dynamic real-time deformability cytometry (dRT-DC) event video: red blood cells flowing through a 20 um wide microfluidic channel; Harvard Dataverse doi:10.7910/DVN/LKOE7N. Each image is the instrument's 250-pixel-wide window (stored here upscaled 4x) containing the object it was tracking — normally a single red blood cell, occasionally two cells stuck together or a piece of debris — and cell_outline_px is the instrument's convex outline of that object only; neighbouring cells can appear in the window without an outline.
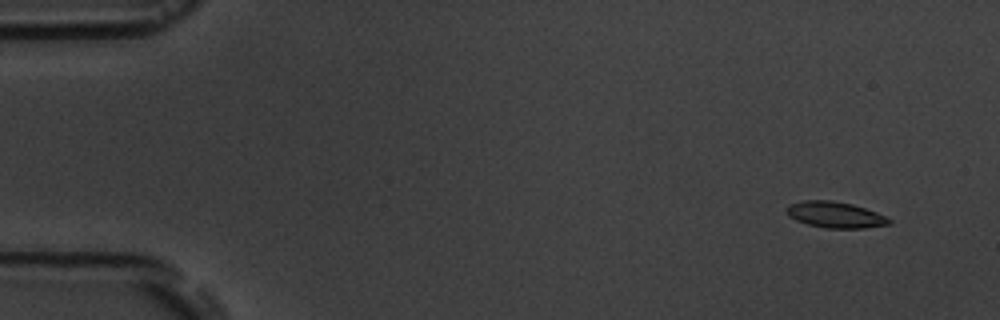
{"species": "common noctule bat (a hibernating species)", "species_latin": "Nyctalus noctula", "temperature_condition": "room temperature", "stored_images_in_passage": 16, "camera_frame_rate_fps": 3000, "um_per_image_px": 0.085, "animal": {"sex": "male", "body_mass_g": 19.5, "forearm_length_mm": 54.6}, "frame": {"image": 1, "passage_image": 2, "time_ms": 1.0, "image_size_px": [1000, 320], "cell_outline_px": [[892, 224], [864, 228], [824, 228], [808, 224], [796, 220], [788, 216], [784, 208], [788, 204], [804, 200], [832, 200], [852, 204], [876, 212], [892, 220]], "centroid_in_image_um": [70.96, 18.25], "position_along_channel_um": 14.0, "area_um2": 15.72}}
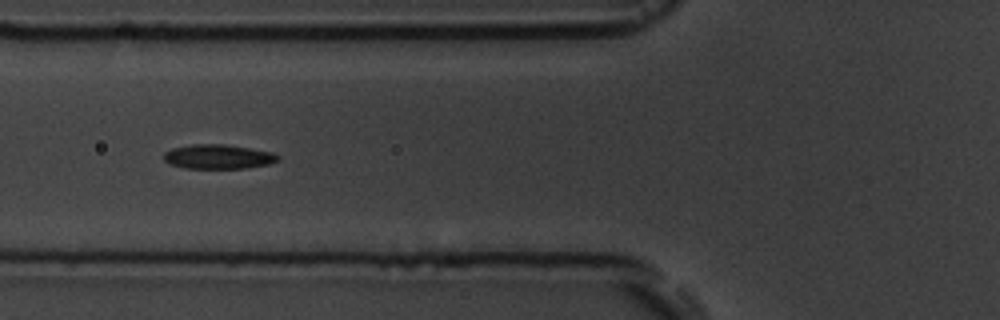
{"frame": {"image": 2, "passage_image": 7, "time_ms": 6.667, "image_size_px": [1000, 320], "cell_outline_px": [[280, 160], [268, 164], [244, 168], [184, 168], [172, 164], [164, 160], [164, 152], [172, 148], [192, 144], [224, 144], [272, 152], [280, 156]], "centroid_in_image_um": [18.55, 13.31], "position_along_channel_um": 107.3, "area_um2": 16.13}}
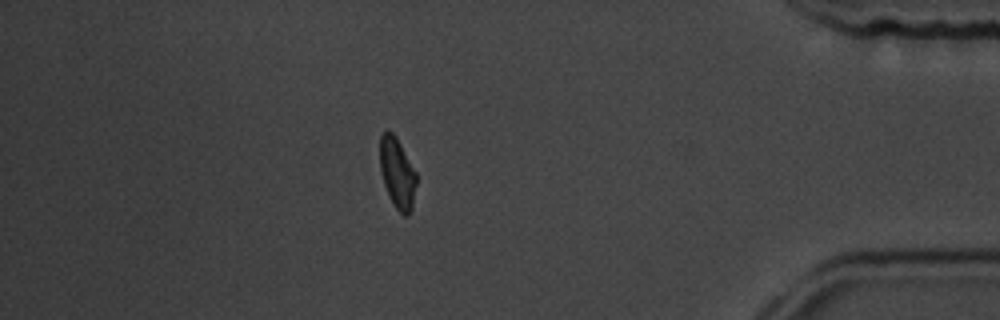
{"frame": {"image": 3, "passage_image": 15, "time_ms": 15.667, "image_size_px": [1000, 320], "cell_outline_px": [[416, 184], [412, 208], [408, 216], [404, 216], [392, 204], [388, 196], [380, 172], [380, 136], [388, 128], [396, 136], [416, 172]], "centroid_in_image_um": [33.75, 14.71], "position_along_channel_um": 401.4, "area_um2": 15.14}, "authors_computed_cell_mechanics": {"area_um2": 15.6349, "velocity_mm_per_s": 3.7174, "shape_relaxation_time_tau1_ms": 2.9859, "shape_relaxation_time_tau2_ms": null, "deformation_change_tau1": 0.0958, "deformation_change_tau2": null}}